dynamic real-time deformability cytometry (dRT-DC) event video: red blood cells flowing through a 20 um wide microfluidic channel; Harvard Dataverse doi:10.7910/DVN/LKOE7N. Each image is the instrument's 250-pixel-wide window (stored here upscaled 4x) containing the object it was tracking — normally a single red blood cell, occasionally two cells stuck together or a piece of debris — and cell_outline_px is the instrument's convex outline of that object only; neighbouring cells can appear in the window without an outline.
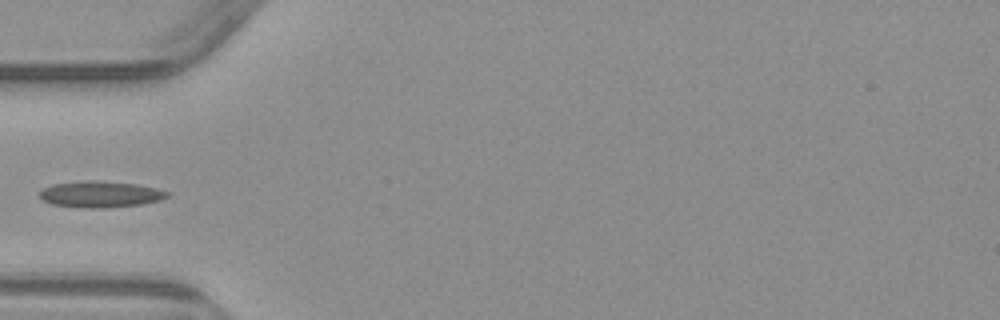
{"species": "common noctule bat (a hibernating species)", "species_latin": "Nyctalus noctula", "temperature_condition": "warm", "stored_images_in_passage": 4, "camera_frame_rate_fps": 3000, "um_per_image_px": 0.085, "animal": {"sex": "male", "body_mass_g": 23.1, "forearm_length_mm": 52.7}, "frame": {"image": 1, "passage_image": 4, "time_ms": 3.667, "image_size_px": [1000, 320], "cell_outline_px": [[172, 192], [168, 196], [160, 200], [144, 204], [100, 208], [80, 208], [52, 204], [44, 200], [40, 196], [40, 192], [44, 188], [52, 184], [88, 180], [136, 184], [156, 188]], "centroid_in_image_um": [8.56, 16.52], "position_along_channel_um": 76.4, "area_um2": 19.48}}